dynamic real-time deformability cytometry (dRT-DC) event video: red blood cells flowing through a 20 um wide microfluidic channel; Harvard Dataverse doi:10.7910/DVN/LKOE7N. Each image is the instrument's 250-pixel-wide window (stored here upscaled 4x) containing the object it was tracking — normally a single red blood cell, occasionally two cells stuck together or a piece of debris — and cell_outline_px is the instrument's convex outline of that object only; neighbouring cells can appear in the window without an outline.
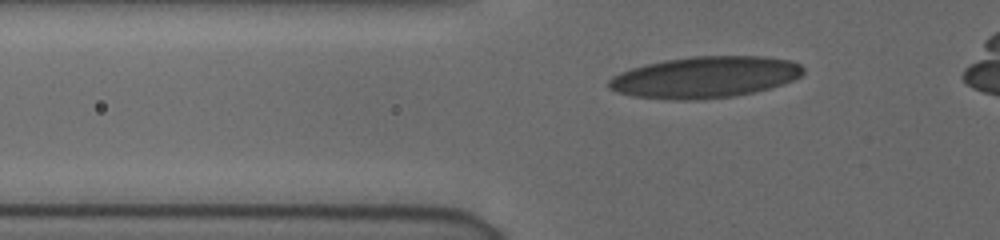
{"species": "human", "species_latin": "Homo sapiens", "temperature_condition": "cold", "stored_images_in_passage": 44, "camera_frame_rate_fps": 3000, "um_per_image_px": 0.085, "donor": {"sex": "female"}, "frame": {"image": 1, "passage_image": 13, "time_ms": 4.0, "image_size_px": [1000, 240], "cell_outline_px": [[804, 72], [800, 76], [784, 84], [752, 92], [732, 96], [692, 100], [676, 100], [632, 96], [616, 92], [608, 88], [608, 80], [612, 76], [620, 72], [644, 64], [664, 60], [692, 56], [764, 56], [788, 60], [800, 64], [804, 68]], "centroid_in_image_um": [59.89, 6.55], "position_along_channel_um": 65.9, "area_um2": 46.93}}
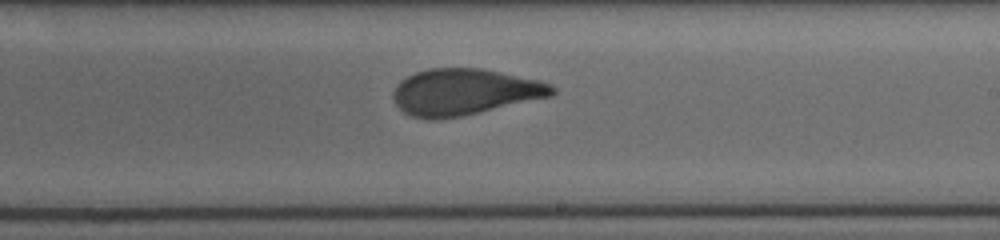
{"frame": {"image": 2, "passage_image": 28, "time_ms": 9.0, "image_size_px": [1000, 240], "cell_outline_px": [[556, 92], [552, 96], [460, 116], [440, 120], [428, 120], [412, 116], [404, 112], [396, 104], [392, 96], [392, 92], [396, 84], [400, 80], [416, 72], [428, 68], [480, 68], [540, 80], [552, 84], [556, 88]], "centroid_in_image_um": [39.46, 7.81], "position_along_channel_um": 249.5, "area_um2": 43.0}}
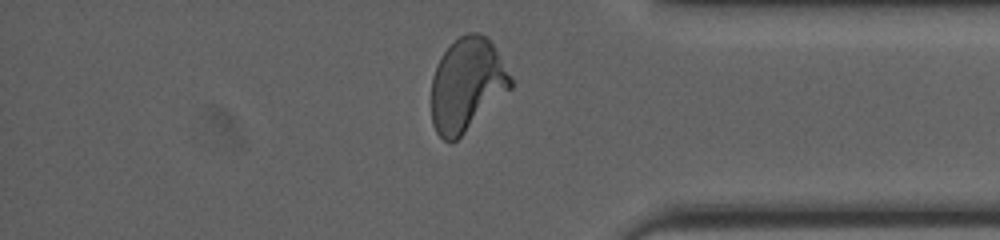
{"frame": {"image": 3, "passage_image": 40, "time_ms": 13.0, "image_size_px": [1000, 240], "cell_outline_px": [[512, 88], [452, 144], [444, 140], [436, 132], [432, 124], [432, 76], [444, 52], [460, 36], [468, 32], [480, 32], [488, 36], [512, 80]], "centroid_in_image_um": [39.68, 7.21], "position_along_channel_um": 395.5, "area_um2": 42.66}}